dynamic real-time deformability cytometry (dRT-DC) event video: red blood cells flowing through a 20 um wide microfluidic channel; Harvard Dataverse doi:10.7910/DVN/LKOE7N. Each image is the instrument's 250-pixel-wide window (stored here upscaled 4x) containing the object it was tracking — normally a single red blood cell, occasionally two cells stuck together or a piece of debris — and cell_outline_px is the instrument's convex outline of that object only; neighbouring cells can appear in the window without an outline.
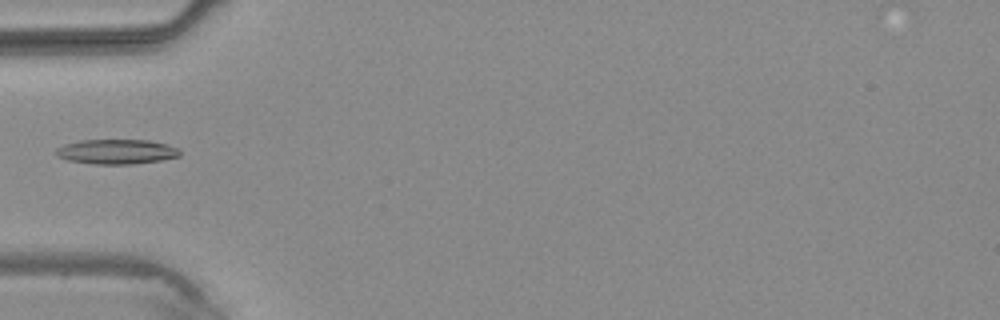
{"species": "common noctule bat (a hibernating species)", "species_latin": "Nyctalus noctula", "temperature_condition": "warm", "stored_images_in_passage": 4, "camera_frame_rate_fps": 3000, "um_per_image_px": 0.085, "animal": {"sex": "male", "body_mass_g": 20.4}, "frame": {"image": 1, "passage_image": 4, "time_ms": 3.667, "image_size_px": [1000, 320], "cell_outline_px": [[180, 156], [160, 160], [132, 164], [92, 164], [68, 160], [56, 156], [56, 148], [64, 144], [80, 140], [148, 140], [180, 148]], "centroid_in_image_um": [9.88, 12.89], "position_along_channel_um": 75.1, "area_um2": 17.86}}